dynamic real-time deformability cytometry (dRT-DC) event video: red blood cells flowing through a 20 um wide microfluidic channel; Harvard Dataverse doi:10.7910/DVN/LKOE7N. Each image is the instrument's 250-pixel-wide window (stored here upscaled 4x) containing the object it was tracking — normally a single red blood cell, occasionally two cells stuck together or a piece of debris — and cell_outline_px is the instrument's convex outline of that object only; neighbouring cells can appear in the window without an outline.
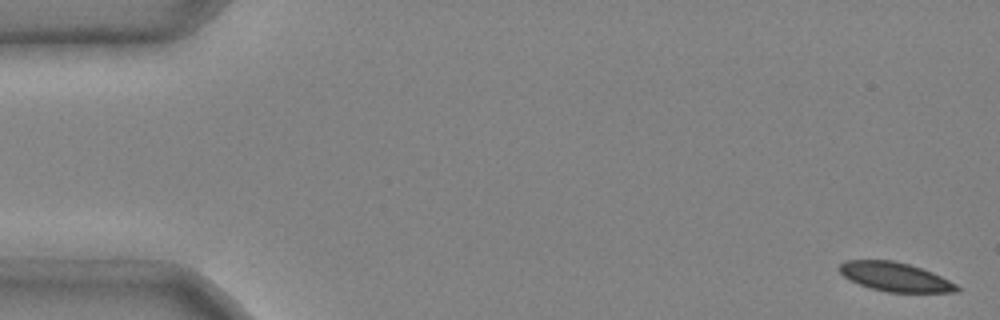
{"species": "common noctule bat (a hibernating species)", "species_latin": "Nyctalus noctula", "temperature_condition": "cold", "stored_images_in_passage": 5, "camera_frame_rate_fps": 3000, "um_per_image_px": 0.085, "animal": {"sex": "male", "body_mass_g": 20.4}, "frame": {"image": 1, "passage_image": 1, "time_ms": 0.0, "image_size_px": [1000, 320], "cell_outline_px": [[960, 292], [888, 292], [872, 288], [860, 284], [844, 276], [836, 268], [844, 260], [892, 260], [908, 264], [932, 272], [956, 284], [960, 288]], "centroid_in_image_um": [76.07, 23.53], "position_along_channel_um": 8.9, "area_um2": 19.65}}
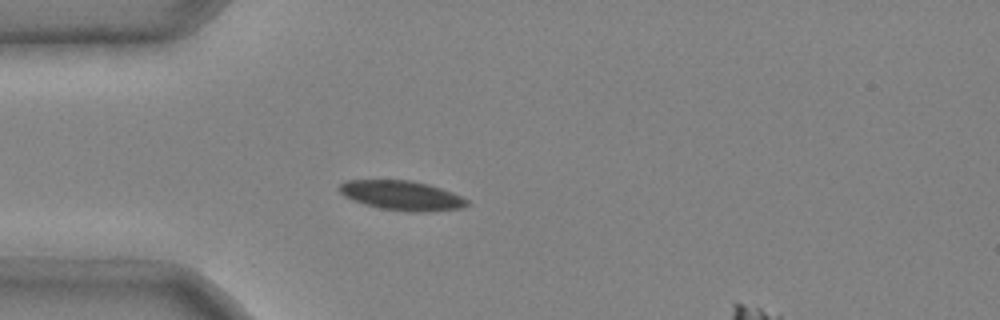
{"frame": {"image": 2, "passage_image": 4, "time_ms": 1.0, "image_size_px": [1000, 320], "cell_outline_px": [[472, 204], [464, 208], [424, 212], [412, 212], [380, 208], [364, 204], [352, 200], [344, 196], [336, 188], [344, 180], [412, 180], [428, 184], [452, 192], [468, 200]], "centroid_in_image_um": [34.15, 16.61], "position_along_channel_um": 50.8, "area_um2": 22.2}}